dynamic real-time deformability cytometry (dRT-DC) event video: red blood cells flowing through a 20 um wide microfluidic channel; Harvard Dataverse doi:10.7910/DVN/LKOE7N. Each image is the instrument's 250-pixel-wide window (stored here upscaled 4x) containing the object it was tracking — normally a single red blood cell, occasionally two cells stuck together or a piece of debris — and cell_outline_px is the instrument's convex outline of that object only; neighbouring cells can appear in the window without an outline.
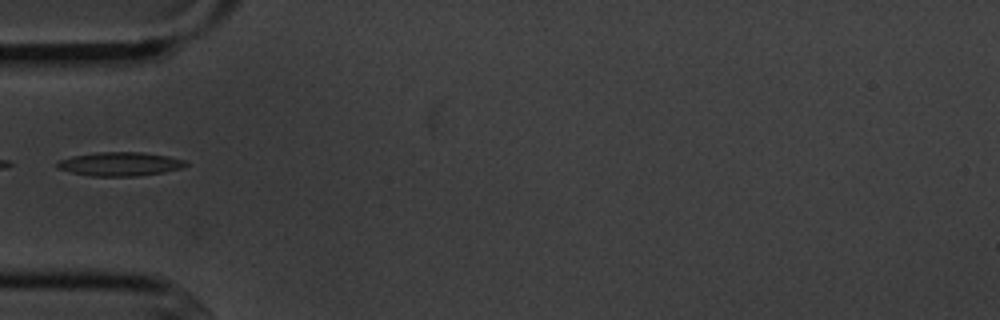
{"species": "common noctule bat (a hibernating species)", "species_latin": "Nyctalus noctula", "temperature_condition": "cold", "stored_images_in_passage": 6, "camera_frame_rate_fps": 3000, "um_per_image_px": 0.085, "animal": {"sex": "male", "body_mass_g": 20.1, "forearm_length_mm": 53.5}, "frame": {"image": 1, "passage_image": 5, "time_ms": 5.667, "image_size_px": [1000, 320], "cell_outline_px": [[188, 164], [184, 168], [164, 172], [136, 176], [92, 176], [72, 172], [56, 168], [56, 164], [60, 160], [72, 156], [96, 152], [144, 152], [168, 156], [184, 160]], "centroid_in_image_um": [10.22, 13.93], "position_along_channel_um": 74.8, "area_um2": 17.86}}
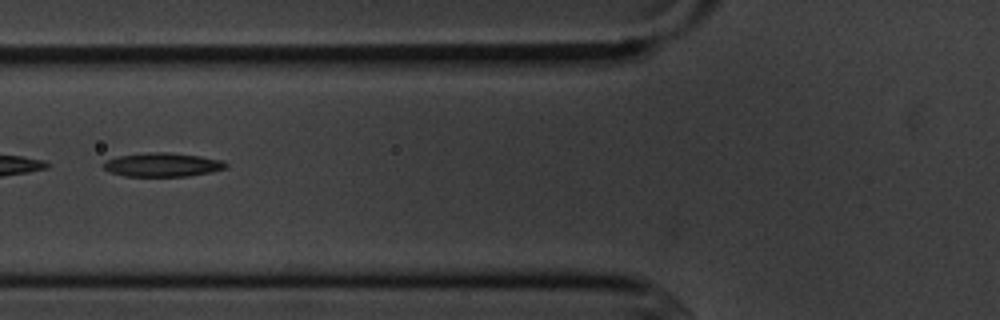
{"frame": {"image": 2, "passage_image": 6, "time_ms": 6.667, "image_size_px": [1000, 320], "cell_outline_px": [[228, 168], [212, 172], [188, 176], [124, 176], [108, 172], [104, 168], [104, 160], [120, 156], [148, 152], [168, 152], [200, 156], [224, 160], [228, 164]], "centroid_in_image_um": [13.85, 14.0], "position_along_channel_um": 112.0, "area_um2": 17.17}}